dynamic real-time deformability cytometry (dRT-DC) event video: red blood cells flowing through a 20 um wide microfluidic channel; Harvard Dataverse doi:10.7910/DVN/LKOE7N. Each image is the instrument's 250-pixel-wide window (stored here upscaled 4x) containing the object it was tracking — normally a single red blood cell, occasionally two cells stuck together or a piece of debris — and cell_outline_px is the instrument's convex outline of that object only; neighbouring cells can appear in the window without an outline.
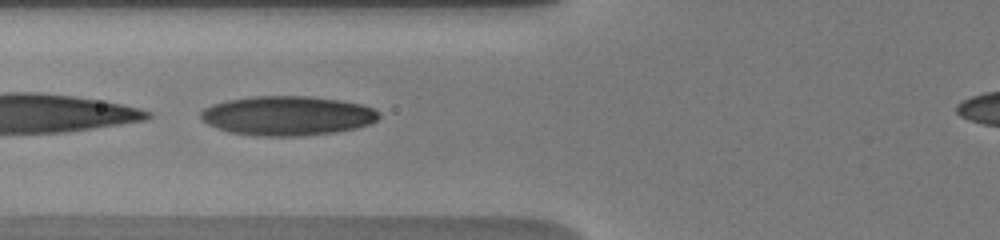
{"species": "human", "species_latin": "Homo sapiens", "temperature_condition": "warm", "stored_images_in_passage": 24, "camera_frame_rate_fps": 3000, "um_per_image_px": 0.085, "donor": {"sex": "male"}, "frame": {"image": 1, "passage_image": 17, "time_ms": 6.667, "image_size_px": [1000, 240], "cell_outline_px": [[380, 116], [372, 124], [356, 128], [336, 132], [304, 136], [256, 136], [228, 132], [216, 128], [208, 124], [200, 116], [200, 112], [204, 108], [212, 104], [228, 100], [252, 96], [308, 96], [340, 100], [360, 104], [372, 108], [380, 112]], "centroid_in_image_um": [24.43, 9.84], "position_along_channel_um": 101.4, "area_um2": 41.15}}
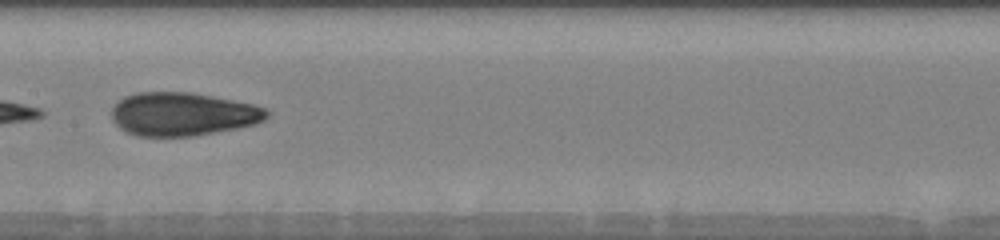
{"frame": {"image": 2, "passage_image": 22, "time_ms": 9.0, "image_size_px": [1000, 240], "cell_outline_px": [[268, 116], [264, 120], [256, 124], [236, 128], [192, 136], [140, 136], [128, 132], [120, 128], [112, 120], [112, 104], [124, 96], [136, 92], [192, 92], [252, 104], [264, 108], [268, 112]], "centroid_in_image_um": [15.49, 9.69], "position_along_channel_um": 191.9, "area_um2": 39.13}}